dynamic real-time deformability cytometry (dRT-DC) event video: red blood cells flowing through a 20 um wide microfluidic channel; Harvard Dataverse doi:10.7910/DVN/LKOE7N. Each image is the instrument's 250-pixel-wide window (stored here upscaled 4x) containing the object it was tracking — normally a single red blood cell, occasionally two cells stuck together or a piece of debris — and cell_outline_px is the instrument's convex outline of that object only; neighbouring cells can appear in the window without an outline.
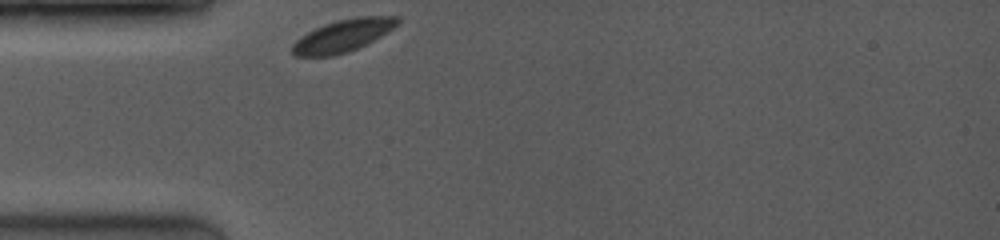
{"species": "common noctule bat (a hibernating species)", "species_latin": "Nyctalus noctula", "temperature_condition": "room temperature", "stored_images_in_passage": 11, "camera_frame_rate_fps": 3500, "um_per_image_px": 0.085, "animal": {"sex": "female", "body_mass_g": 19.0, "forearm_length_mm": 53.3}, "frame": {"image": 1, "passage_image": 1, "time_ms": 0.0, "image_size_px": [1000, 240], "cell_outline_px": [[400, 20], [392, 28], [368, 44], [348, 52], [332, 56], [296, 56], [292, 52], [292, 44], [300, 36], [324, 24], [336, 20], [356, 16], [400, 16]], "centroid_in_image_um": [29.14, 3.03], "position_along_channel_um": 55.9, "area_um2": 19.83}}